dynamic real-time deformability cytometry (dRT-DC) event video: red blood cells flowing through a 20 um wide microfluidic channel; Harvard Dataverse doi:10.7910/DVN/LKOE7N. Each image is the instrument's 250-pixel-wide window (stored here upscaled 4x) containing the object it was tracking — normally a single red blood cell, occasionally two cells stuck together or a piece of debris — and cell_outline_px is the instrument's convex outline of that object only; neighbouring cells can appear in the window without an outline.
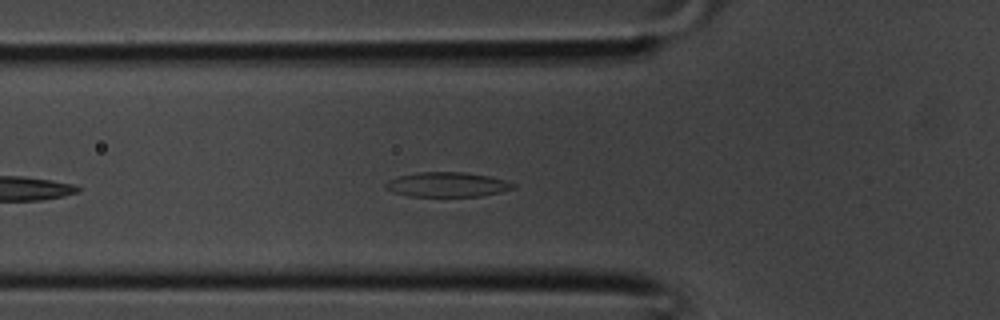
{"species": "common noctule bat (a hibernating species)", "species_latin": "Nyctalus noctula", "temperature_condition": "room temperature", "stored_images_in_passage": 28, "camera_frame_rate_fps": 3000, "um_per_image_px": 0.085, "animal": {"sex": "male", "body_mass_g": 20.1, "forearm_length_mm": 53.5}, "frame": {"image": 1, "passage_image": 5, "time_ms": 1.333, "image_size_px": [1000, 320], "cell_outline_px": [[516, 188], [500, 192], [480, 196], [408, 196], [392, 192], [384, 188], [384, 184], [388, 180], [396, 176], [416, 172], [468, 172], [488, 176], [504, 180], [516, 184]], "centroid_in_image_um": [37.97, 15.68], "position_along_channel_um": 87.8, "area_um2": 18.55}}